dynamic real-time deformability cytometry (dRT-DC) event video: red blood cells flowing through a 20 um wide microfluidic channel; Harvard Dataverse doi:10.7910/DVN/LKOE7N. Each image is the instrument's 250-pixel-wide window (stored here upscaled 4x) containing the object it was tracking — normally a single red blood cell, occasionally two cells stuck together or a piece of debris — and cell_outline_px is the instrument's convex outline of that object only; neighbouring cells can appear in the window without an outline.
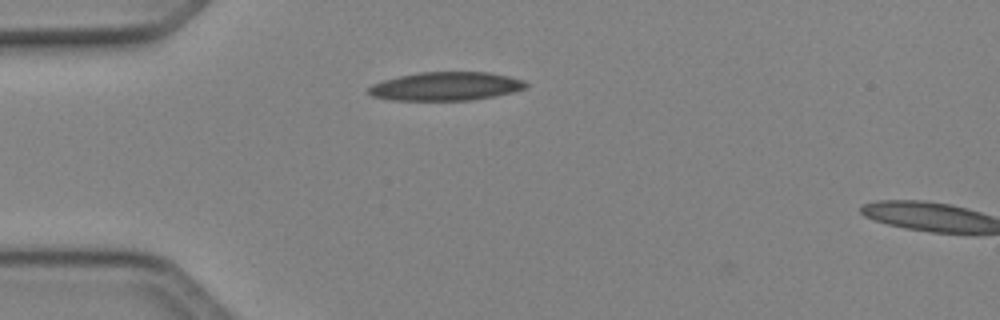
{"species": "Egyptian fruit bat (a non-hibernating species)", "species_latin": "Rousettus aegyptiacus", "temperature_condition": "cold", "stored_images_in_passage": 2, "camera_frame_rate_fps": 3000, "um_per_image_px": 0.085, "animal": {"sex": "female"}, "frame": {"image": 1, "passage_image": 1, "time_ms": 0.0, "image_size_px": [1000, 320], "cell_outline_px": [[528, 88], [496, 96], [472, 100], [388, 100], [372, 96], [368, 92], [368, 88], [372, 84], [384, 80], [400, 76], [420, 72], [492, 72], [524, 80], [528, 84]], "centroid_in_image_um": [37.93, 7.34], "position_along_channel_um": 47.1, "area_um2": 26.3}}